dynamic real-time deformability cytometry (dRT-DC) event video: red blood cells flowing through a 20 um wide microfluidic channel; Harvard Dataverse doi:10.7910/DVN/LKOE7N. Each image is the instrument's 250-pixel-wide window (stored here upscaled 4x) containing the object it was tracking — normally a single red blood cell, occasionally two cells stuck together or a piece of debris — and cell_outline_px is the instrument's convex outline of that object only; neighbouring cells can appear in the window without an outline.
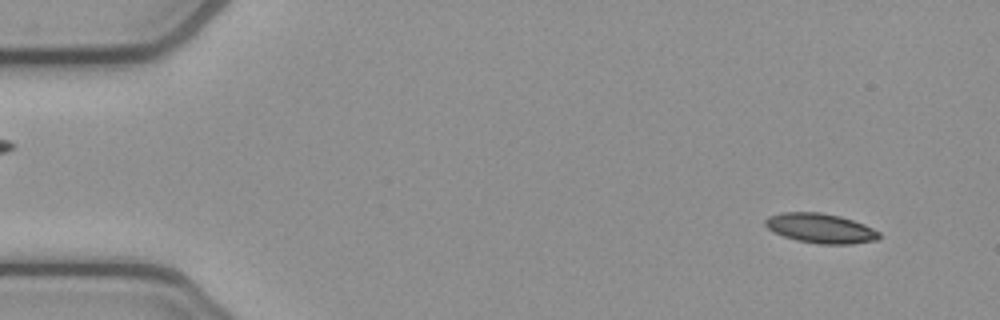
{"species": "common noctule bat (a hibernating species)", "species_latin": "Nyctalus noctula", "temperature_condition": "cold", "stored_images_in_passage": 53, "camera_frame_rate_fps": 3000, "um_per_image_px": 0.085, "animal": {"sex": "female", "body_mass_g": 21.9}, "frame": {"image": 1, "passage_image": 4, "time_ms": 1.0, "image_size_px": [1000, 320], "cell_outline_px": [[880, 236], [876, 240], [848, 244], [820, 244], [796, 240], [784, 236], [768, 228], [764, 224], [764, 220], [768, 216], [784, 212], [820, 212], [840, 216], [864, 224], [880, 232]], "centroid_in_image_um": [69.74, 19.39], "position_along_channel_um": 15.3, "area_um2": 19.54}}
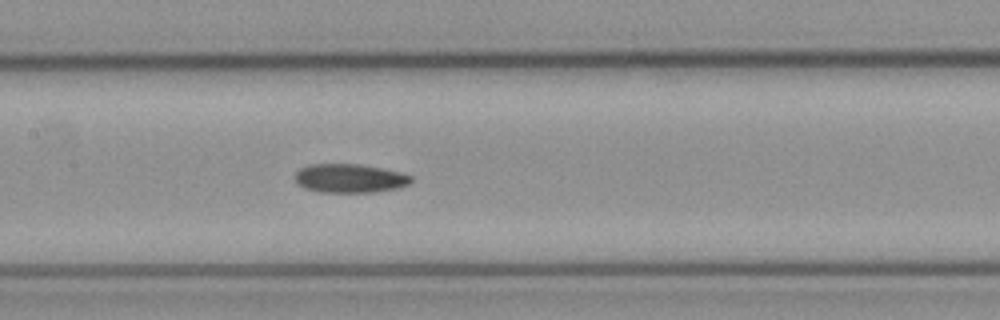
{"frame": {"image": 2, "passage_image": 25, "time_ms": 8.0, "image_size_px": [1000, 320], "cell_outline_px": [[412, 180], [408, 184], [396, 188], [376, 192], [320, 192], [304, 188], [296, 184], [292, 176], [300, 168], [308, 164], [360, 164], [384, 168], [400, 172], [412, 176]], "centroid_in_image_um": [29.67, 15.15], "position_along_channel_um": 177.7, "area_um2": 19.77}}
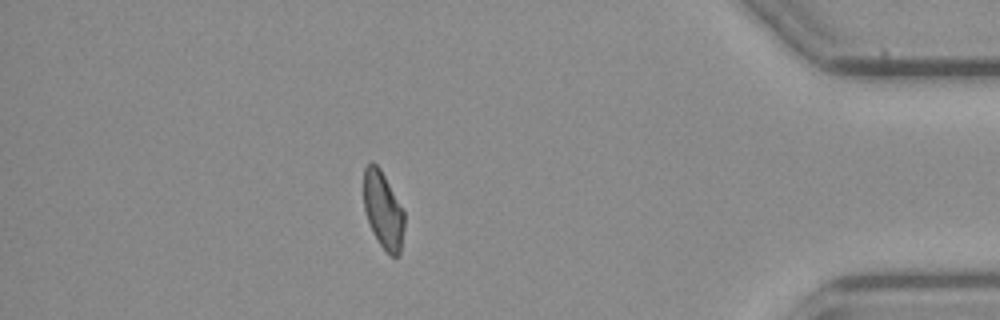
{"frame": {"image": 3, "passage_image": 46, "time_ms": 15.0, "image_size_px": [1000, 320], "cell_outline_px": [[404, 228], [400, 252], [396, 256], [392, 256], [380, 244], [372, 232], [364, 208], [364, 168], [372, 160], [380, 168], [404, 212]], "centroid_in_image_um": [32.56, 17.84], "position_along_channel_um": 402.6, "area_um2": 17.92}}